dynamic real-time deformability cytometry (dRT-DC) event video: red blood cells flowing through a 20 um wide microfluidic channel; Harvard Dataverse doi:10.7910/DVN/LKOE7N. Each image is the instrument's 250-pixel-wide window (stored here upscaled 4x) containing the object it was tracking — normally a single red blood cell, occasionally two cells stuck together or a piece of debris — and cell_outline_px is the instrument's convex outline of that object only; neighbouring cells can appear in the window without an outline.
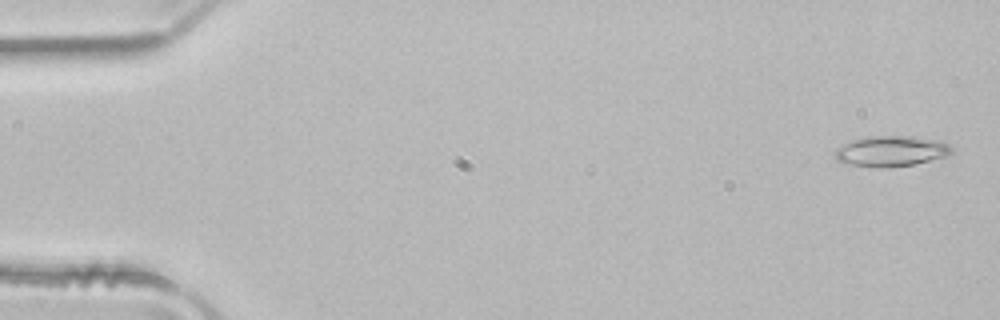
{"species": "common noctule bat (a hibernating species)", "species_latin": "Nyctalus noctula", "temperature_condition": "room temperature", "stored_images_in_passage": 5, "camera_frame_rate_fps": 3000, "um_per_image_px": 0.085, "animal": {"sex": "male", "body_mass_g": 21.5, "forearm_length_mm": 52.0}, "frame": {"image": 1, "passage_image": 1, "time_ms": 0.0, "image_size_px": [1000, 320], "cell_outline_px": [[952, 152], [948, 156], [916, 164], [888, 168], [876, 168], [852, 164], [836, 160], [836, 148], [852, 140], [868, 136], [912, 136], [936, 140], [952, 144]], "centroid_in_image_um": [75.8, 12.85], "position_along_channel_um": 9.2, "area_um2": 20.92}}